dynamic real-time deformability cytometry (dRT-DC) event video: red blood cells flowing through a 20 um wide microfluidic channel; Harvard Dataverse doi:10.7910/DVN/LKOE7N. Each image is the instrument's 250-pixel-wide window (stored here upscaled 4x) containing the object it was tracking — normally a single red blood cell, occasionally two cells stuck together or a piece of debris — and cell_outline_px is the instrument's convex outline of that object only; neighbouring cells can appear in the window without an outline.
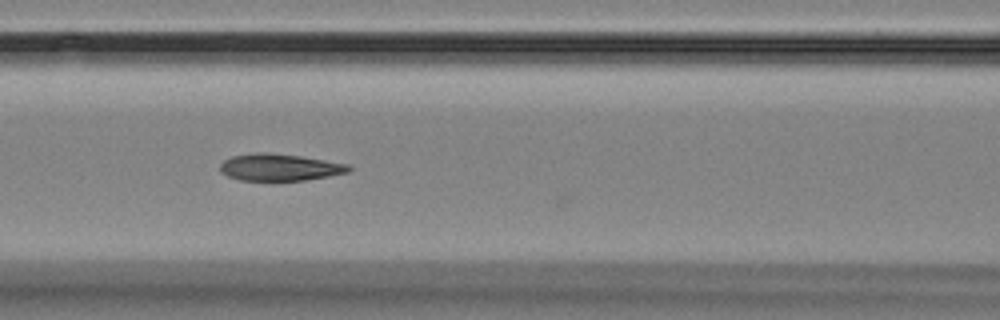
{"species": "Egyptian fruit bat (a non-hibernating species)", "species_latin": "Rousettus aegyptiacus", "temperature_condition": "room temperature", "stored_images_in_passage": 14, "camera_frame_rate_fps": 3000, "um_per_image_px": 0.085, "animal": {"sex": "female"}, "frame": {"image": 1, "passage_image": 6, "time_ms": 6.667, "image_size_px": [1000, 320], "cell_outline_px": [[352, 168], [348, 172], [328, 176], [304, 180], [240, 180], [228, 176], [220, 172], [220, 164], [224, 160], [232, 156], [256, 152], [264, 152], [300, 156], [348, 164]], "centroid_in_image_um": [23.74, 14.21], "position_along_channel_um": 142.9, "area_um2": 20.0}}
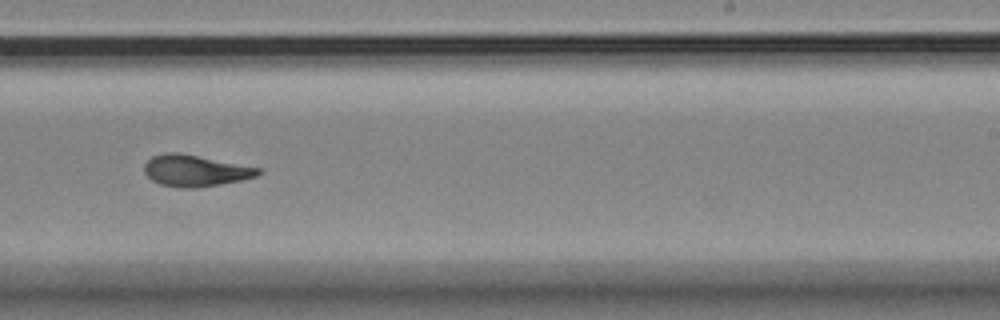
{"frame": {"image": 2, "passage_image": 9, "time_ms": 10.333, "image_size_px": [1000, 320], "cell_outline_px": [[260, 172], [256, 176], [244, 180], [196, 188], [180, 188], [160, 184], [152, 180], [144, 172], [144, 164], [152, 156], [164, 152], [180, 152], [260, 168]], "centroid_in_image_um": [16.57, 14.5], "position_along_channel_um": 272.4, "area_um2": 20.92}}
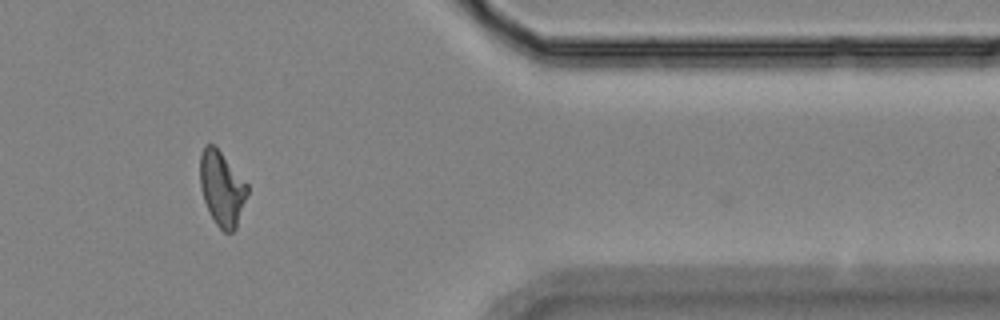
{"frame": {"image": 3, "passage_image": 12, "time_ms": 14.333, "image_size_px": [1000, 320], "cell_outline_px": [[248, 192], [236, 228], [232, 232], [224, 232], [216, 224], [204, 200], [200, 188], [200, 152], [204, 144], [212, 144], [220, 152], [248, 184]], "centroid_in_image_um": [18.85, 16.01], "position_along_channel_um": 392.6, "area_um2": 20.29}, "authors_computed_cell_mechanics": {"area_um2": 20.6057, "velocity_mm_per_s": 3.5489, "shape_relaxation_time_tau1_ms": 5.6689, "shape_relaxation_time_tau2_ms": 1.9146, "deformation_change_tau1": 0.138, "deformation_change_tau2": 0.0701}}